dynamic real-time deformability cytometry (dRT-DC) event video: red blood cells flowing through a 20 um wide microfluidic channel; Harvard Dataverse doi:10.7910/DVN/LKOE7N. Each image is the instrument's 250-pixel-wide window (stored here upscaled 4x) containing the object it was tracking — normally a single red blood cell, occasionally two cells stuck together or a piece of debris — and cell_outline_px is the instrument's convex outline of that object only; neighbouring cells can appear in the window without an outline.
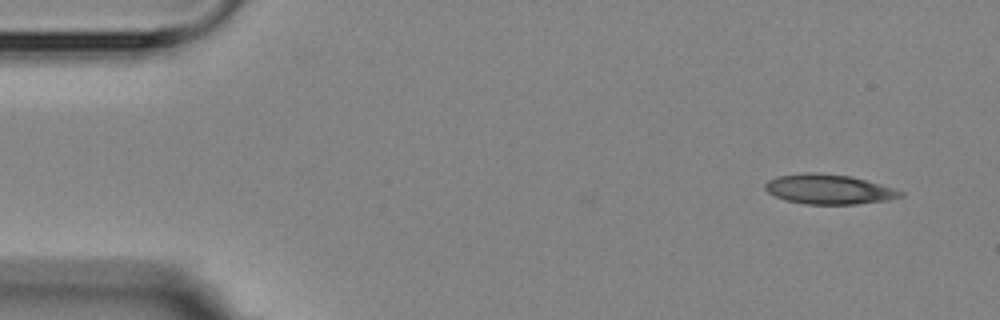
{"species": "Egyptian fruit bat (a non-hibernating species)", "species_latin": "Rousettus aegyptiacus", "temperature_condition": "room temperature", "stored_images_in_passage": 5, "camera_frame_rate_fps": 3000, "um_per_image_px": 0.085, "animal": {"sex": "female"}, "frame": {"image": 1, "passage_image": 1, "time_ms": 0.0, "image_size_px": [1000, 320], "cell_outline_px": [[904, 196], [888, 200], [856, 204], [804, 204], [784, 200], [768, 192], [764, 188], [764, 184], [768, 180], [776, 176], [804, 172], [812, 172], [852, 176], [892, 188], [904, 192]], "centroid_in_image_um": [70.41, 16.08], "position_along_channel_um": 14.6, "area_um2": 23.52}}
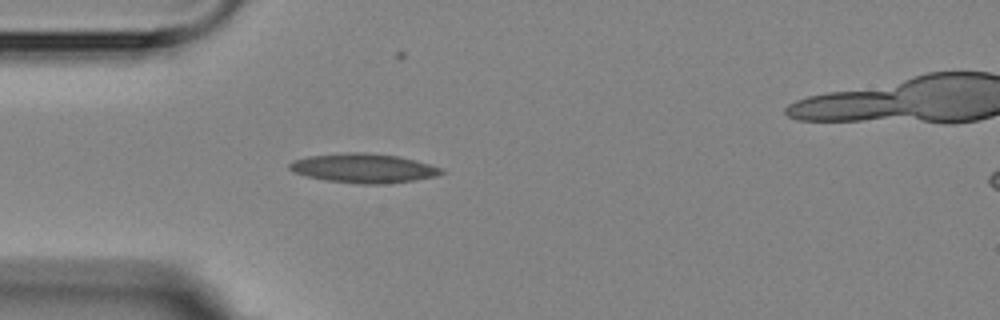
{"frame": {"image": 2, "passage_image": 4, "time_ms": 3.667, "image_size_px": [1000, 320], "cell_outline_px": [[448, 172], [436, 176], [416, 180], [380, 184], [364, 184], [324, 180], [292, 172], [288, 168], [288, 164], [292, 160], [308, 156], [348, 152], [368, 152], [400, 156], [416, 160], [444, 168]], "centroid_in_image_um": [30.94, 14.29], "position_along_channel_um": 54.1, "area_um2": 26.24}}